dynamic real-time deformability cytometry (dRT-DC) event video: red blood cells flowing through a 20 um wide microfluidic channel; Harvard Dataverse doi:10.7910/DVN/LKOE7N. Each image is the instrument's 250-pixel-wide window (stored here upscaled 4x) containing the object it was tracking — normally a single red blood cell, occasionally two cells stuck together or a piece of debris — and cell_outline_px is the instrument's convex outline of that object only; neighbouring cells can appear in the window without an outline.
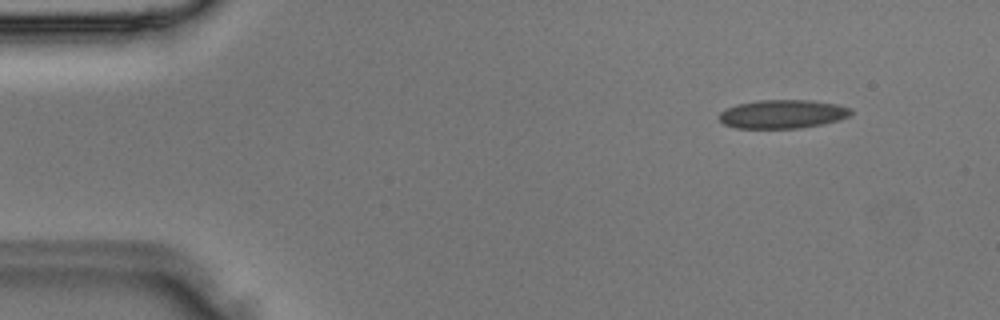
{"species": "Egyptian fruit bat (a non-hibernating species)", "species_latin": "Rousettus aegyptiacus", "temperature_condition": "room temperature", "stored_images_in_passage": 4, "camera_frame_rate_fps": 3000, "um_per_image_px": 0.085, "animal": {"sex": "male"}, "frame": {"image": 1, "passage_image": 1, "time_ms": 0.0, "image_size_px": [1000, 320], "cell_outline_px": [[852, 112], [848, 116], [836, 120], [820, 124], [800, 128], [736, 128], [724, 124], [720, 120], [720, 112], [736, 104], [756, 100], [808, 100], [836, 104], [852, 108]], "centroid_in_image_um": [66.49, 9.69], "position_along_channel_um": 18.5, "area_um2": 21.79}}